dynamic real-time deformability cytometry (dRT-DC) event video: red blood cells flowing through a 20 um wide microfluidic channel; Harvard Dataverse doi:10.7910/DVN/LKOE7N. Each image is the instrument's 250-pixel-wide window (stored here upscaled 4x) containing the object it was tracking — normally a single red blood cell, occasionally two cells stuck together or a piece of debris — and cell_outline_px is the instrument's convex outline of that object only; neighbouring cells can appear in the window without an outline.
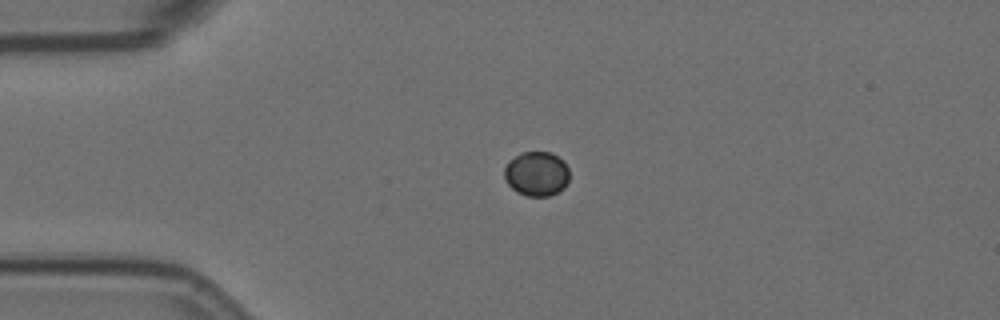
{"species": "Egyptian fruit bat (a non-hibernating species)", "species_latin": "Rousettus aegyptiacus", "temperature_condition": "room temperature", "stored_images_in_passage": 45, "camera_frame_rate_fps": 3000, "um_per_image_px": 0.085, "animal": {"sex": "female"}, "frame": {"image": 1, "passage_image": 1, "time_ms": 0.0, "image_size_px": [1000, 320], "cell_outline_px": [[568, 180], [564, 188], [548, 196], [524, 196], [516, 192], [508, 184], [504, 176], [504, 168], [508, 160], [524, 152], [552, 152], [564, 160], [568, 168]], "centroid_in_image_um": [45.6, 14.77], "position_along_channel_um": 39.4, "area_um2": 16.99}}
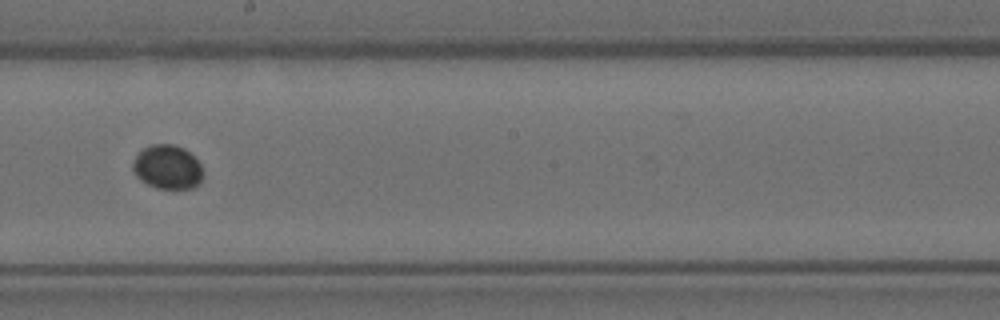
{"frame": {"image": 2, "passage_image": 20, "time_ms": 6.333, "image_size_px": [1000, 320], "cell_outline_px": [[204, 176], [200, 184], [192, 188], [156, 188], [140, 180], [136, 176], [132, 168], [132, 164], [136, 156], [144, 148], [152, 144], [172, 144], [184, 148], [200, 164], [204, 172]], "centroid_in_image_um": [14.25, 14.21], "position_along_channel_um": 233.9, "area_um2": 18.03}}
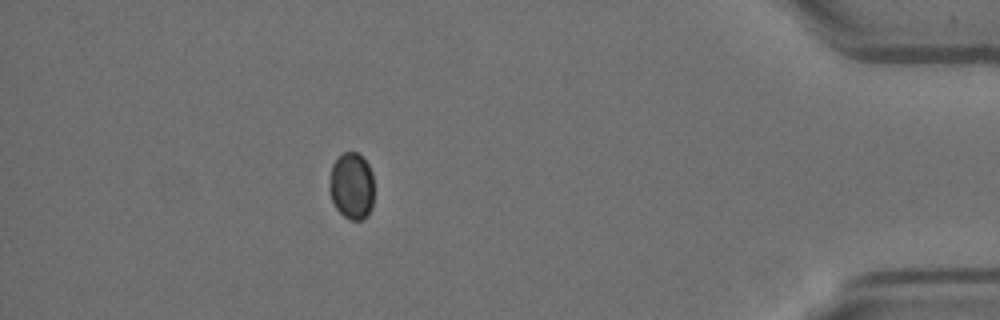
{"frame": {"image": 3, "passage_image": 39, "time_ms": 12.667, "image_size_px": [1000, 320], "cell_outline_px": [[372, 208], [364, 220], [352, 220], [344, 216], [336, 208], [332, 200], [328, 188], [332, 164], [344, 152], [356, 152], [368, 164], [372, 172]], "centroid_in_image_um": [29.88, 15.82], "position_along_channel_um": 405.3, "area_um2": 17.28}}